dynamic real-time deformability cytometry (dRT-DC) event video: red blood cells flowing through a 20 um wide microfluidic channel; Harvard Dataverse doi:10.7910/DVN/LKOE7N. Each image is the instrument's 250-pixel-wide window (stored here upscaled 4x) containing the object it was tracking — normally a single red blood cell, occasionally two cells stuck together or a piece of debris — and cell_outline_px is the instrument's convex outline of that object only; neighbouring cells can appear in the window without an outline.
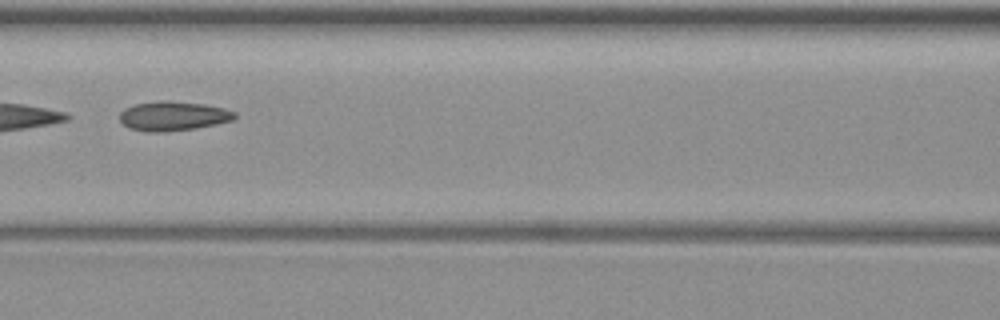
{"species": "common noctule bat (a hibernating species)", "species_latin": "Nyctalus noctula", "temperature_condition": "warm", "stored_images_in_passage": 14, "camera_frame_rate_fps": 3000, "um_per_image_px": 0.085, "animal": {"sex": "female", "body_mass_g": 19.3, "forearm_length_mm": 54.1}, "frame": {"image": 1, "passage_image": 7, "time_ms": 8.0, "image_size_px": [1000, 320], "cell_outline_px": [[236, 116], [232, 120], [216, 124], [196, 128], [160, 132], [148, 132], [128, 128], [120, 120], [120, 112], [124, 108], [136, 104], [160, 100], [168, 100], [204, 104], [224, 108], [236, 112]], "centroid_in_image_um": [14.7, 9.85], "position_along_channel_um": 151.9, "area_um2": 19.71}}
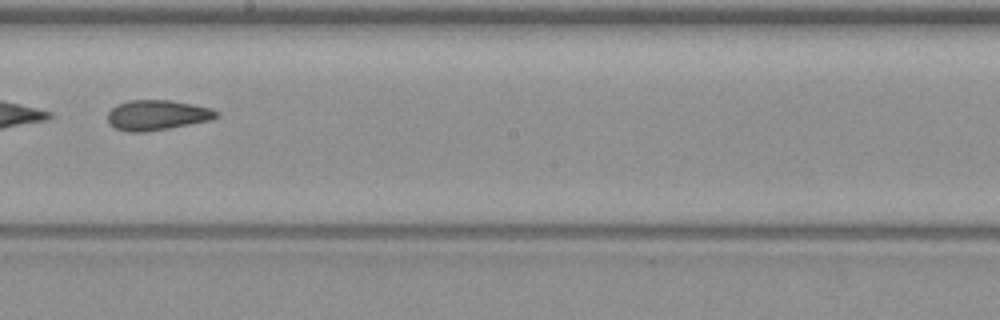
{"frame": {"image": 2, "passage_image": 9, "time_ms": 10.333, "image_size_px": [1000, 320], "cell_outline_px": [[220, 116], [208, 120], [168, 128], [144, 132], [128, 132], [116, 128], [108, 124], [108, 112], [116, 104], [128, 100], [168, 100], [192, 104], [212, 108]], "centroid_in_image_um": [13.3, 9.78], "position_along_channel_um": 234.9, "area_um2": 18.96}}
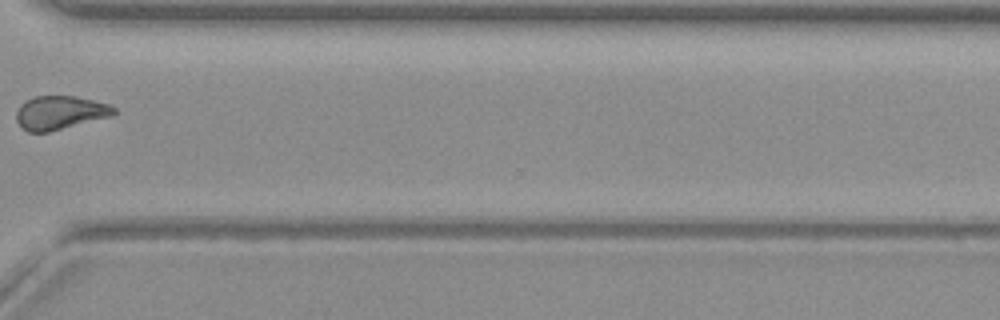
{"frame": {"image": 3, "passage_image": 12, "time_ms": 14.0, "image_size_px": [1000, 320], "cell_outline_px": [[116, 112], [112, 116], [48, 132], [28, 132], [20, 128], [16, 120], [16, 112], [20, 104], [36, 96], [76, 96], [108, 104], [116, 108]], "centroid_in_image_um": [5.08, 9.58], "position_along_channel_um": 365.5, "area_um2": 19.13}, "authors_computed_cell_mechanics": {"area_um2": 20.3167, "velocity_mm_per_s": 3.5625, "shape_relaxation_time_tau1_ms": 3.5013, "shape_relaxation_time_tau2_ms": null, "deformation_change_tau1": 0.0803, "deformation_change_tau2": null}}